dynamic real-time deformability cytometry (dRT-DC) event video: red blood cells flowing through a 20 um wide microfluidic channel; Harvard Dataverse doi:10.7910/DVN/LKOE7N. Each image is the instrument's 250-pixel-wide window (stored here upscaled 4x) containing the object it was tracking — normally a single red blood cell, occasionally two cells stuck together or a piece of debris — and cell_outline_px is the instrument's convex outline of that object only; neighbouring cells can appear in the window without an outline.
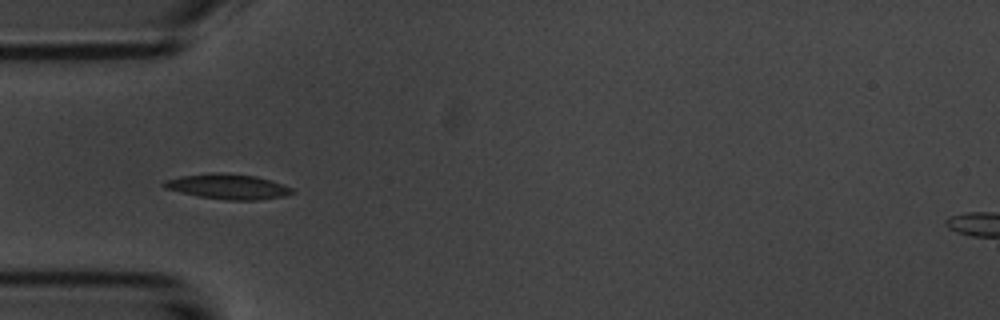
{"species": "common noctule bat (a hibernating species)", "species_latin": "Nyctalus noctula", "temperature_condition": "room temperature", "stored_images_in_passage": 10, "camera_frame_rate_fps": 3000, "um_per_image_px": 0.085, "animal": {"sex": "male", "body_mass_g": 20.1, "forearm_length_mm": 53.5}, "frame": {"image": 1, "passage_image": 4, "time_ms": 4.333, "image_size_px": [1000, 320], "cell_outline_px": [[296, 192], [284, 196], [256, 200], [228, 200], [200, 196], [180, 192], [164, 188], [160, 184], [164, 180], [180, 176], [212, 172], [216, 172], [256, 176], [284, 184], [292, 188]], "centroid_in_image_um": [19.36, 15.85], "position_along_channel_um": 65.6, "area_um2": 18.79}}
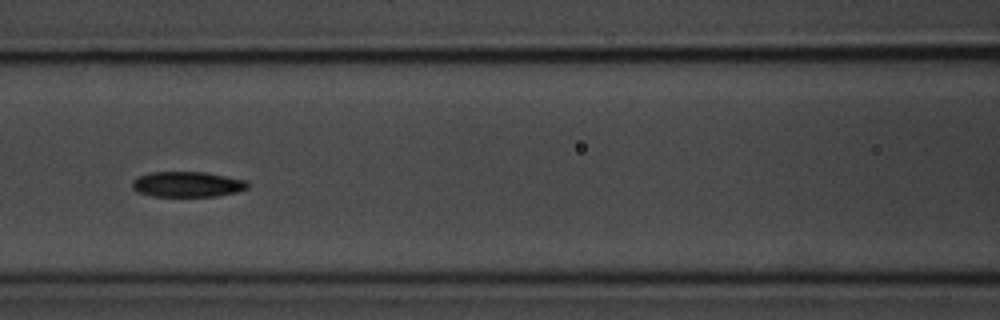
{"frame": {"image": 2, "passage_image": 6, "time_ms": 6.667, "image_size_px": [1000, 320], "cell_outline_px": [[248, 188], [236, 192], [216, 196], [152, 196], [136, 192], [132, 188], [132, 180], [140, 176], [152, 172], [204, 172], [244, 180], [248, 184]], "centroid_in_image_um": [15.88, 15.67], "position_along_channel_um": 150.7, "area_um2": 16.94}}
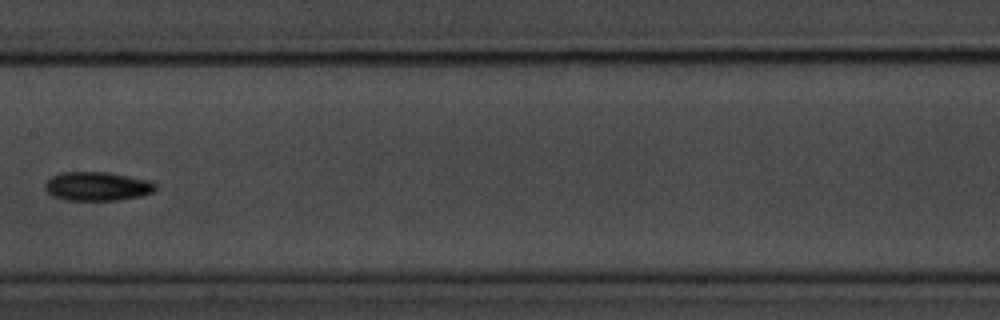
{"frame": {"image": 3, "passage_image": 7, "time_ms": 8.0, "image_size_px": [1000, 320], "cell_outline_px": [[156, 188], [152, 192], [140, 196], [116, 200], [64, 200], [52, 196], [44, 188], [44, 184], [52, 176], [60, 172], [108, 172], [128, 176], [144, 180], [156, 184]], "centroid_in_image_um": [8.2, 15.84], "position_along_channel_um": 199.2, "area_um2": 18.44}}